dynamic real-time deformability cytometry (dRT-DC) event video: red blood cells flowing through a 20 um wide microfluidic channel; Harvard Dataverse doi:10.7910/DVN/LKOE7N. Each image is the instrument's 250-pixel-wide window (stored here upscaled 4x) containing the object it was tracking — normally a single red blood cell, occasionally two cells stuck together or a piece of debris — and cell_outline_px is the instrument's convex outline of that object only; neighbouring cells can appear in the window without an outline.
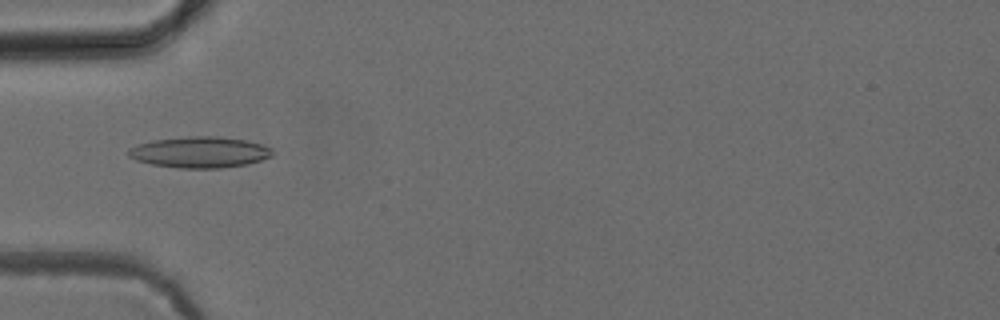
{"species": "common noctule bat (a hibernating species)", "species_latin": "Nyctalus noctula", "temperature_condition": "cold", "stored_images_in_passage": 7, "camera_frame_rate_fps": 3000, "um_per_image_px": 0.085, "animal": {"sex": "female", "body_mass_g": 24.6, "forearm_length_mm": 56.2}, "frame": {"image": 1, "passage_image": 4, "time_ms": 4.0, "image_size_px": [1000, 320], "cell_outline_px": [[272, 156], [248, 164], [220, 168], [176, 168], [152, 164], [136, 160], [128, 156], [128, 148], [152, 140], [188, 136], [216, 136], [244, 140], [260, 144], [272, 148]], "centroid_in_image_um": [16.96, 12.94], "position_along_channel_um": 68.0, "area_um2": 26.01}}
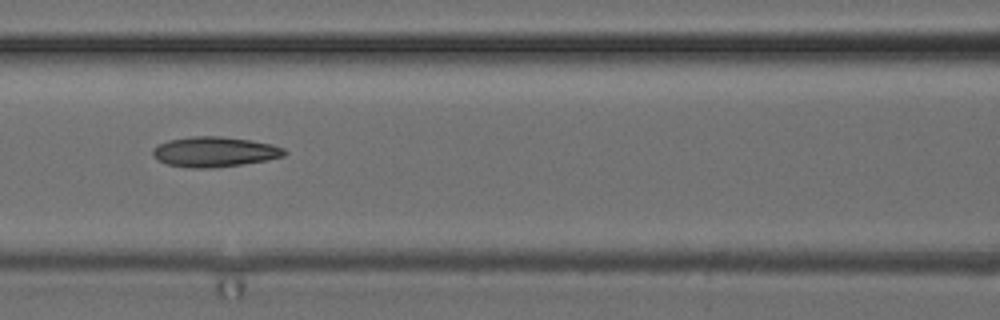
{"frame": {"image": 2, "passage_image": 6, "time_ms": 6.0, "image_size_px": [1000, 320], "cell_outline_px": [[288, 152], [284, 156], [268, 160], [212, 168], [192, 168], [168, 164], [156, 160], [152, 156], [152, 148], [168, 140], [192, 136], [220, 136], [248, 140], [272, 144], [284, 148]], "centroid_in_image_um": [18.22, 12.9], "position_along_channel_um": 148.4, "area_um2": 23.12}}
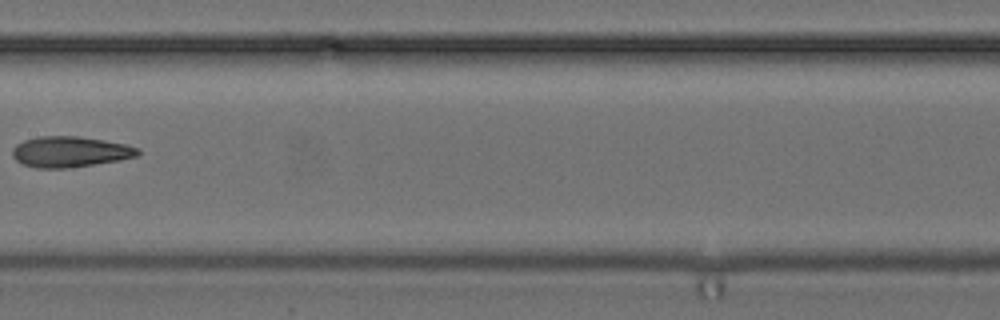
{"frame": {"image": 3, "passage_image": 7, "time_ms": 7.333, "image_size_px": [1000, 320], "cell_outline_px": [[140, 152], [136, 156], [120, 160], [68, 168], [36, 168], [20, 164], [12, 156], [12, 148], [16, 144], [24, 140], [40, 136], [76, 136], [104, 140], [124, 144], [140, 148]], "centroid_in_image_um": [5.91, 12.9], "position_along_channel_um": 201.5, "area_um2": 22.54}}